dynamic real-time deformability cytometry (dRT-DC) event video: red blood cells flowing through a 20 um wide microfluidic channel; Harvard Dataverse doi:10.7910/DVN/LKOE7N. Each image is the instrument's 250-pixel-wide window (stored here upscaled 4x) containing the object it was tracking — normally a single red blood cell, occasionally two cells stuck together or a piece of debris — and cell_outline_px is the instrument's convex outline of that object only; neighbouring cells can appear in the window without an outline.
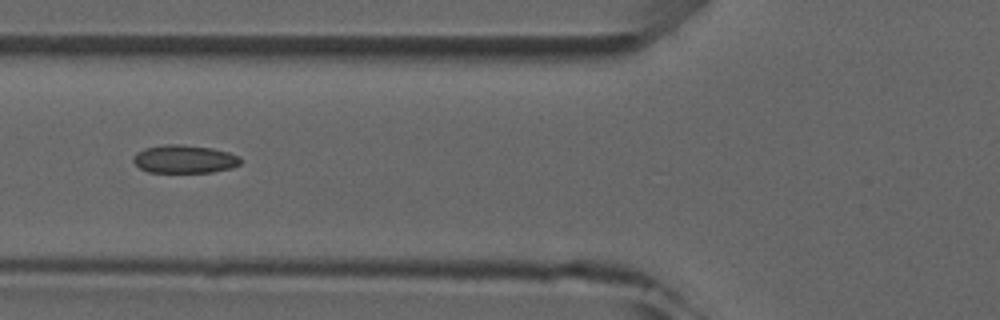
{"species": "common noctule bat (a hibernating species)", "species_latin": "Nyctalus noctula", "temperature_condition": "room temperature", "stored_images_in_passage": 6, "camera_frame_rate_fps": 3000, "um_per_image_px": 0.085, "animal": {"sex": "male", "forearm_length_mm": 52.5}, "frame": {"image": 1, "passage_image": 6, "time_ms": 5.667, "image_size_px": [1000, 320], "cell_outline_px": [[240, 164], [232, 168], [212, 172], [148, 172], [140, 168], [132, 160], [136, 152], [144, 148], [164, 144], [180, 144], [212, 148], [228, 152], [240, 156]], "centroid_in_image_um": [15.67, 13.52], "position_along_channel_um": 110.1, "area_um2": 17.63}}